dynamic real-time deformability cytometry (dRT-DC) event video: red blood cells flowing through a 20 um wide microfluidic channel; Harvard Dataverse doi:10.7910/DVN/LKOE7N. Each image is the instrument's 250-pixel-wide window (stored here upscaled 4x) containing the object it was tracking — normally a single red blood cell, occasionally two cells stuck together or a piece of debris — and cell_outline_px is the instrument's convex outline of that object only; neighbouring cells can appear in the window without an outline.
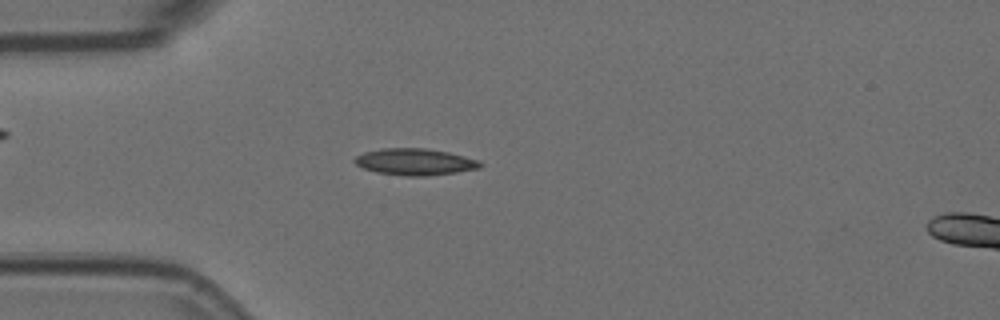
{"species": "Egyptian fruit bat (a non-hibernating species)", "species_latin": "Rousettus aegyptiacus", "temperature_condition": "room temperature", "stored_images_in_passage": 57, "camera_frame_rate_fps": 3000, "um_per_image_px": 0.085, "animal": {"sex": "female"}, "frame": {"image": 1, "passage_image": 16, "time_ms": 5.0, "image_size_px": [1000, 320], "cell_outline_px": [[484, 164], [480, 168], [456, 172], [424, 176], [408, 176], [376, 172], [364, 168], [356, 164], [352, 160], [356, 156], [364, 152], [384, 148], [424, 148], [448, 152], [480, 160]], "centroid_in_image_um": [35.28, 13.75], "position_along_channel_um": 49.7, "area_um2": 19.42}}
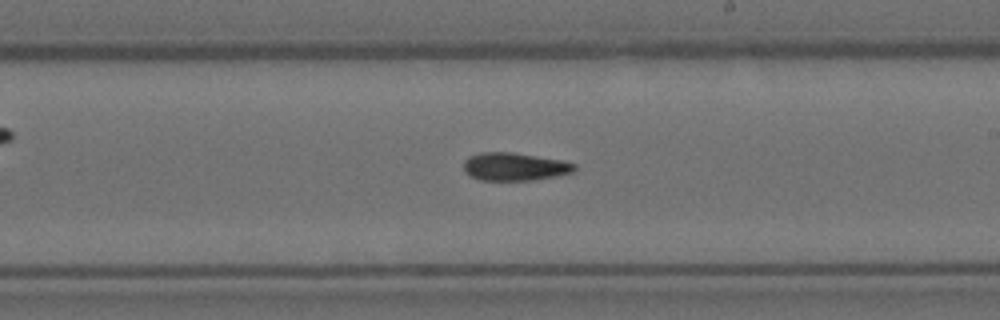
{"frame": {"image": 2, "passage_image": 33, "time_ms": 10.667, "image_size_px": [1000, 320], "cell_outline_px": [[576, 168], [572, 172], [532, 180], [480, 180], [464, 172], [464, 160], [468, 156], [480, 152], [512, 152], [560, 160], [576, 164]], "centroid_in_image_um": [43.68, 14.15], "position_along_channel_um": 245.3, "area_um2": 17.86}}
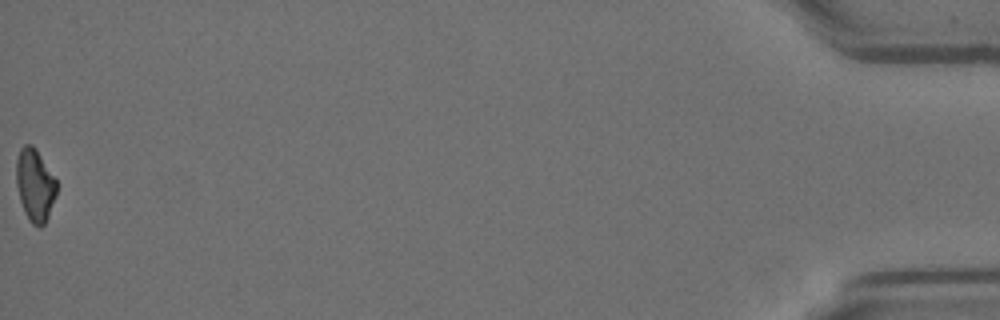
{"frame": {"image": 3, "passage_image": 57, "time_ms": 18.667, "image_size_px": [1000, 320], "cell_outline_px": [[56, 196], [48, 216], [44, 224], [40, 228], [32, 224], [28, 220], [24, 212], [20, 200], [16, 184], [16, 160], [20, 148], [24, 144], [32, 144], [36, 148], [56, 180]], "centroid_in_image_um": [2.95, 15.73], "position_along_channel_um": 432.2, "area_um2": 17.11}}